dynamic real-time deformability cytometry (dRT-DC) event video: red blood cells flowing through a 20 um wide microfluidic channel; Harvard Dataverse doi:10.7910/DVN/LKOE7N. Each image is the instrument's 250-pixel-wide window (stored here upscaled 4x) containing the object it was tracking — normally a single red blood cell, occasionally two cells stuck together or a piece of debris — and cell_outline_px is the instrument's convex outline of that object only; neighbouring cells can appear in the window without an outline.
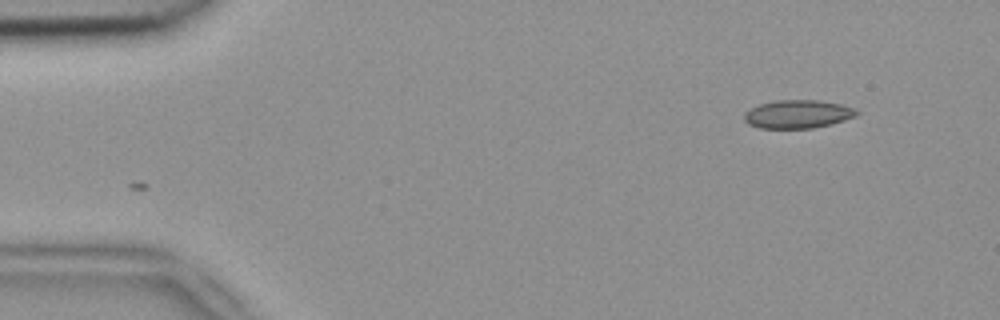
{"species": "common noctule bat (a hibernating species)", "species_latin": "Nyctalus noctula", "temperature_condition": "room temperature", "stored_images_in_passage": 2, "camera_frame_rate_fps": 3000, "um_per_image_px": 0.085, "animal": {"sex": "female", "body_mass_g": 18.4}, "frame": {"image": 1, "passage_image": 2, "time_ms": 0.333, "image_size_px": [1000, 320], "cell_outline_px": [[860, 112], [856, 116], [832, 124], [812, 128], [760, 128], [748, 124], [744, 120], [744, 112], [760, 104], [776, 100], [820, 100], [840, 104], [856, 108]], "centroid_in_image_um": [67.83, 9.7], "position_along_channel_um": 17.2, "area_um2": 18.61}}